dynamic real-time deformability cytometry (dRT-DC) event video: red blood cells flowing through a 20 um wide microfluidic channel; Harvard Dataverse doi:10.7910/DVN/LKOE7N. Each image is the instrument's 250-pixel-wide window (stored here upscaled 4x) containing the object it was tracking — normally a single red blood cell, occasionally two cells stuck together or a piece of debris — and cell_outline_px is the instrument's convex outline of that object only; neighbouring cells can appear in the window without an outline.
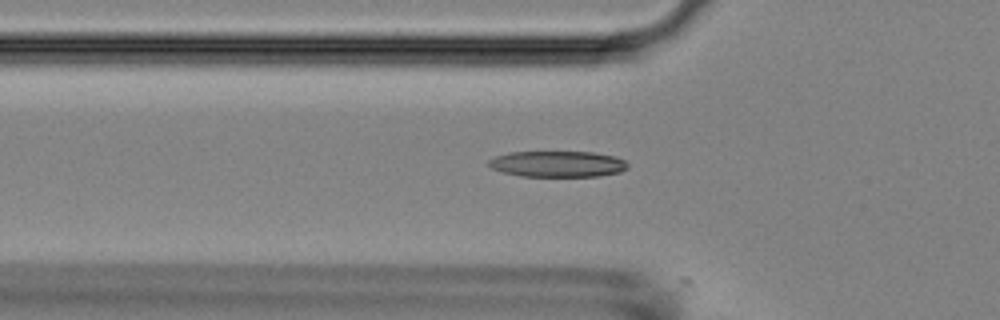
{"species": "Egyptian fruit bat (a non-hibernating species)", "species_latin": "Rousettus aegyptiacus", "temperature_condition": "room temperature", "stored_images_in_passage": 47, "camera_frame_rate_fps": 3000, "um_per_image_px": 0.085, "animal": {"sex": "female"}, "frame": {"image": 1, "passage_image": 17, "time_ms": 5.333, "image_size_px": [1000, 320], "cell_outline_px": [[628, 168], [620, 172], [600, 176], [520, 176], [504, 172], [492, 168], [488, 164], [488, 160], [496, 156], [508, 152], [592, 152], [616, 156], [624, 160], [628, 164]], "centroid_in_image_um": [47.42, 13.93], "position_along_channel_um": 78.4, "area_um2": 21.1}}
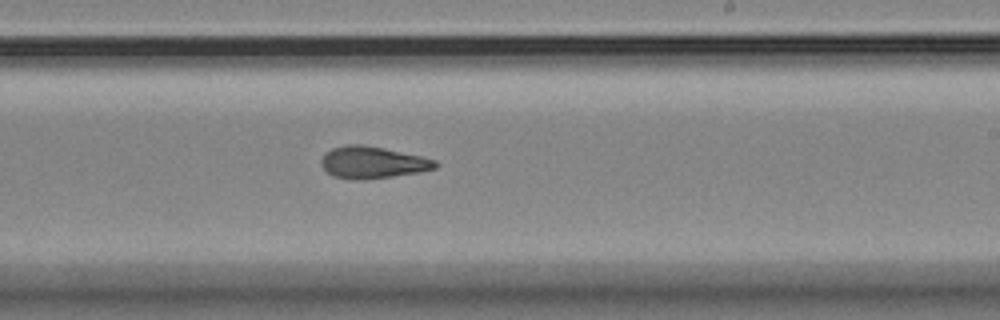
{"frame": {"image": 2, "passage_image": 31, "time_ms": 10.0, "image_size_px": [1000, 320], "cell_outline_px": [[440, 164], [436, 168], [420, 172], [364, 180], [356, 180], [332, 176], [320, 164], [320, 160], [324, 152], [332, 148], [348, 144], [360, 144], [384, 148], [420, 156], [436, 160]], "centroid_in_image_um": [31.65, 13.81], "position_along_channel_um": 257.4, "area_um2": 21.33}}
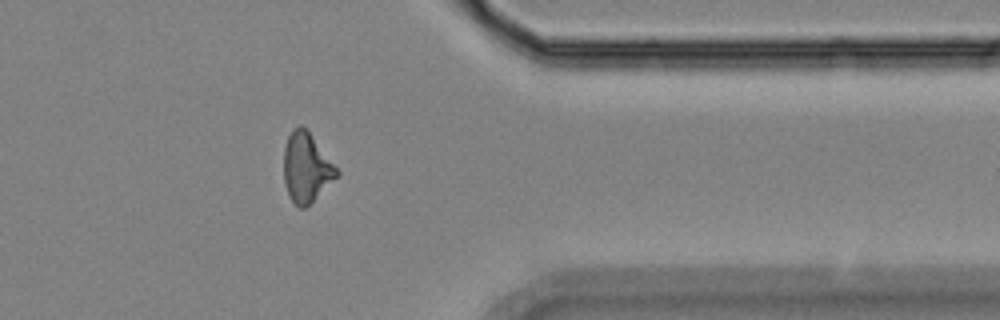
{"frame": {"image": 3, "passage_image": 42, "time_ms": 13.667, "image_size_px": [1000, 320], "cell_outline_px": [[340, 176], [304, 208], [300, 208], [288, 196], [284, 184], [284, 148], [288, 136], [292, 128], [300, 124], [308, 132], [340, 172]], "centroid_in_image_um": [26.03, 14.26], "position_along_channel_um": 385.4, "area_um2": 21.21}, "authors_computed_cell_mechanics": {"area_um2": 21.1548, "velocity_mm_per_s": 3.809, "shape_relaxation_time_tau1_ms": 4.414, "shape_relaxation_time_tau2_ms": 4.2779, "deformation_change_tau1": 0.1698, "deformation_change_tau2": 0.1381}}